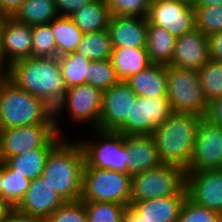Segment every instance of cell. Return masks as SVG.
Returning a JSON list of instances; mask_svg holds the SVG:
<instances>
[{
	"mask_svg": "<svg viewBox=\"0 0 222 222\" xmlns=\"http://www.w3.org/2000/svg\"><path fill=\"white\" fill-rule=\"evenodd\" d=\"M203 117L173 112L151 136L163 164L187 169L193 156L197 129Z\"/></svg>",
	"mask_w": 222,
	"mask_h": 222,
	"instance_id": "obj_1",
	"label": "cell"
},
{
	"mask_svg": "<svg viewBox=\"0 0 222 222\" xmlns=\"http://www.w3.org/2000/svg\"><path fill=\"white\" fill-rule=\"evenodd\" d=\"M84 165L80 144L63 139L50 152L41 177L64 201H78L81 198Z\"/></svg>",
	"mask_w": 222,
	"mask_h": 222,
	"instance_id": "obj_2",
	"label": "cell"
},
{
	"mask_svg": "<svg viewBox=\"0 0 222 222\" xmlns=\"http://www.w3.org/2000/svg\"><path fill=\"white\" fill-rule=\"evenodd\" d=\"M7 78L37 97L69 90L61 75L58 57H29L16 61L10 65Z\"/></svg>",
	"mask_w": 222,
	"mask_h": 222,
	"instance_id": "obj_3",
	"label": "cell"
},
{
	"mask_svg": "<svg viewBox=\"0 0 222 222\" xmlns=\"http://www.w3.org/2000/svg\"><path fill=\"white\" fill-rule=\"evenodd\" d=\"M48 124L41 115L39 97L16 86L7 77L0 78V128Z\"/></svg>",
	"mask_w": 222,
	"mask_h": 222,
	"instance_id": "obj_4",
	"label": "cell"
},
{
	"mask_svg": "<svg viewBox=\"0 0 222 222\" xmlns=\"http://www.w3.org/2000/svg\"><path fill=\"white\" fill-rule=\"evenodd\" d=\"M91 131H94L93 139L96 140L91 138L77 141L83 150L84 168L107 169L128 174L129 151L125 146L124 134L99 129Z\"/></svg>",
	"mask_w": 222,
	"mask_h": 222,
	"instance_id": "obj_5",
	"label": "cell"
},
{
	"mask_svg": "<svg viewBox=\"0 0 222 222\" xmlns=\"http://www.w3.org/2000/svg\"><path fill=\"white\" fill-rule=\"evenodd\" d=\"M167 98L176 113H190L205 117L208 101L204 97L196 70L166 66Z\"/></svg>",
	"mask_w": 222,
	"mask_h": 222,
	"instance_id": "obj_6",
	"label": "cell"
},
{
	"mask_svg": "<svg viewBox=\"0 0 222 222\" xmlns=\"http://www.w3.org/2000/svg\"><path fill=\"white\" fill-rule=\"evenodd\" d=\"M131 176L99 168H83L82 201L113 202L128 207L131 203Z\"/></svg>",
	"mask_w": 222,
	"mask_h": 222,
	"instance_id": "obj_7",
	"label": "cell"
},
{
	"mask_svg": "<svg viewBox=\"0 0 222 222\" xmlns=\"http://www.w3.org/2000/svg\"><path fill=\"white\" fill-rule=\"evenodd\" d=\"M186 189V170L162 164L131 178L130 201H142L179 195Z\"/></svg>",
	"mask_w": 222,
	"mask_h": 222,
	"instance_id": "obj_8",
	"label": "cell"
},
{
	"mask_svg": "<svg viewBox=\"0 0 222 222\" xmlns=\"http://www.w3.org/2000/svg\"><path fill=\"white\" fill-rule=\"evenodd\" d=\"M63 137V138H62ZM50 124L27 125L0 132V161L37 148H55L63 139Z\"/></svg>",
	"mask_w": 222,
	"mask_h": 222,
	"instance_id": "obj_9",
	"label": "cell"
},
{
	"mask_svg": "<svg viewBox=\"0 0 222 222\" xmlns=\"http://www.w3.org/2000/svg\"><path fill=\"white\" fill-rule=\"evenodd\" d=\"M172 113L167 97L137 96L130 109V118H126L116 132L124 135L151 134Z\"/></svg>",
	"mask_w": 222,
	"mask_h": 222,
	"instance_id": "obj_10",
	"label": "cell"
},
{
	"mask_svg": "<svg viewBox=\"0 0 222 222\" xmlns=\"http://www.w3.org/2000/svg\"><path fill=\"white\" fill-rule=\"evenodd\" d=\"M147 19L176 38L195 28L193 4L183 0H153Z\"/></svg>",
	"mask_w": 222,
	"mask_h": 222,
	"instance_id": "obj_11",
	"label": "cell"
},
{
	"mask_svg": "<svg viewBox=\"0 0 222 222\" xmlns=\"http://www.w3.org/2000/svg\"><path fill=\"white\" fill-rule=\"evenodd\" d=\"M222 169V127L202 118L186 172Z\"/></svg>",
	"mask_w": 222,
	"mask_h": 222,
	"instance_id": "obj_12",
	"label": "cell"
},
{
	"mask_svg": "<svg viewBox=\"0 0 222 222\" xmlns=\"http://www.w3.org/2000/svg\"><path fill=\"white\" fill-rule=\"evenodd\" d=\"M137 95L125 81L103 91L99 130L116 131L130 118V109Z\"/></svg>",
	"mask_w": 222,
	"mask_h": 222,
	"instance_id": "obj_13",
	"label": "cell"
},
{
	"mask_svg": "<svg viewBox=\"0 0 222 222\" xmlns=\"http://www.w3.org/2000/svg\"><path fill=\"white\" fill-rule=\"evenodd\" d=\"M103 92L91 84L69 88L66 111L72 123H87L92 130L98 129Z\"/></svg>",
	"mask_w": 222,
	"mask_h": 222,
	"instance_id": "obj_14",
	"label": "cell"
},
{
	"mask_svg": "<svg viewBox=\"0 0 222 222\" xmlns=\"http://www.w3.org/2000/svg\"><path fill=\"white\" fill-rule=\"evenodd\" d=\"M188 197L222 215V169L186 172Z\"/></svg>",
	"mask_w": 222,
	"mask_h": 222,
	"instance_id": "obj_15",
	"label": "cell"
},
{
	"mask_svg": "<svg viewBox=\"0 0 222 222\" xmlns=\"http://www.w3.org/2000/svg\"><path fill=\"white\" fill-rule=\"evenodd\" d=\"M210 59L209 36L194 28L176 38L169 66L198 71Z\"/></svg>",
	"mask_w": 222,
	"mask_h": 222,
	"instance_id": "obj_16",
	"label": "cell"
},
{
	"mask_svg": "<svg viewBox=\"0 0 222 222\" xmlns=\"http://www.w3.org/2000/svg\"><path fill=\"white\" fill-rule=\"evenodd\" d=\"M2 52L9 63L32 57L31 26L13 17L0 18Z\"/></svg>",
	"mask_w": 222,
	"mask_h": 222,
	"instance_id": "obj_17",
	"label": "cell"
},
{
	"mask_svg": "<svg viewBox=\"0 0 222 222\" xmlns=\"http://www.w3.org/2000/svg\"><path fill=\"white\" fill-rule=\"evenodd\" d=\"M65 201L42 177L31 180L29 188L15 209L23 214L47 219Z\"/></svg>",
	"mask_w": 222,
	"mask_h": 222,
	"instance_id": "obj_18",
	"label": "cell"
},
{
	"mask_svg": "<svg viewBox=\"0 0 222 222\" xmlns=\"http://www.w3.org/2000/svg\"><path fill=\"white\" fill-rule=\"evenodd\" d=\"M107 31L113 47H146L148 19L135 16H111Z\"/></svg>",
	"mask_w": 222,
	"mask_h": 222,
	"instance_id": "obj_19",
	"label": "cell"
},
{
	"mask_svg": "<svg viewBox=\"0 0 222 222\" xmlns=\"http://www.w3.org/2000/svg\"><path fill=\"white\" fill-rule=\"evenodd\" d=\"M124 142L129 151L127 168L131 177L163 164L151 134L124 135Z\"/></svg>",
	"mask_w": 222,
	"mask_h": 222,
	"instance_id": "obj_20",
	"label": "cell"
},
{
	"mask_svg": "<svg viewBox=\"0 0 222 222\" xmlns=\"http://www.w3.org/2000/svg\"><path fill=\"white\" fill-rule=\"evenodd\" d=\"M187 196L185 189L179 195L132 201L130 206L146 222H178L181 207Z\"/></svg>",
	"mask_w": 222,
	"mask_h": 222,
	"instance_id": "obj_21",
	"label": "cell"
},
{
	"mask_svg": "<svg viewBox=\"0 0 222 222\" xmlns=\"http://www.w3.org/2000/svg\"><path fill=\"white\" fill-rule=\"evenodd\" d=\"M141 97H167L166 66L151 64L125 81Z\"/></svg>",
	"mask_w": 222,
	"mask_h": 222,
	"instance_id": "obj_22",
	"label": "cell"
},
{
	"mask_svg": "<svg viewBox=\"0 0 222 222\" xmlns=\"http://www.w3.org/2000/svg\"><path fill=\"white\" fill-rule=\"evenodd\" d=\"M110 61L120 81H126L151 65L146 47H113Z\"/></svg>",
	"mask_w": 222,
	"mask_h": 222,
	"instance_id": "obj_23",
	"label": "cell"
},
{
	"mask_svg": "<svg viewBox=\"0 0 222 222\" xmlns=\"http://www.w3.org/2000/svg\"><path fill=\"white\" fill-rule=\"evenodd\" d=\"M69 17L85 34L107 29L111 14L106 0H92Z\"/></svg>",
	"mask_w": 222,
	"mask_h": 222,
	"instance_id": "obj_24",
	"label": "cell"
},
{
	"mask_svg": "<svg viewBox=\"0 0 222 222\" xmlns=\"http://www.w3.org/2000/svg\"><path fill=\"white\" fill-rule=\"evenodd\" d=\"M176 37L162 27L148 22L146 49L151 64L169 66L174 54Z\"/></svg>",
	"mask_w": 222,
	"mask_h": 222,
	"instance_id": "obj_25",
	"label": "cell"
},
{
	"mask_svg": "<svg viewBox=\"0 0 222 222\" xmlns=\"http://www.w3.org/2000/svg\"><path fill=\"white\" fill-rule=\"evenodd\" d=\"M54 148H37L23 152L21 155L9 157L5 163L16 173L29 180L41 177L45 163Z\"/></svg>",
	"mask_w": 222,
	"mask_h": 222,
	"instance_id": "obj_26",
	"label": "cell"
},
{
	"mask_svg": "<svg viewBox=\"0 0 222 222\" xmlns=\"http://www.w3.org/2000/svg\"><path fill=\"white\" fill-rule=\"evenodd\" d=\"M51 29L57 45V57L73 53L84 35L69 16L54 18Z\"/></svg>",
	"mask_w": 222,
	"mask_h": 222,
	"instance_id": "obj_27",
	"label": "cell"
},
{
	"mask_svg": "<svg viewBox=\"0 0 222 222\" xmlns=\"http://www.w3.org/2000/svg\"><path fill=\"white\" fill-rule=\"evenodd\" d=\"M29 26L50 23L58 17L54 0H24L12 16Z\"/></svg>",
	"mask_w": 222,
	"mask_h": 222,
	"instance_id": "obj_28",
	"label": "cell"
},
{
	"mask_svg": "<svg viewBox=\"0 0 222 222\" xmlns=\"http://www.w3.org/2000/svg\"><path fill=\"white\" fill-rule=\"evenodd\" d=\"M112 41L107 29L85 33L75 52L91 61L110 59Z\"/></svg>",
	"mask_w": 222,
	"mask_h": 222,
	"instance_id": "obj_29",
	"label": "cell"
},
{
	"mask_svg": "<svg viewBox=\"0 0 222 222\" xmlns=\"http://www.w3.org/2000/svg\"><path fill=\"white\" fill-rule=\"evenodd\" d=\"M60 72L69 88L86 84L89 80V64L91 60L77 52L58 57Z\"/></svg>",
	"mask_w": 222,
	"mask_h": 222,
	"instance_id": "obj_30",
	"label": "cell"
},
{
	"mask_svg": "<svg viewBox=\"0 0 222 222\" xmlns=\"http://www.w3.org/2000/svg\"><path fill=\"white\" fill-rule=\"evenodd\" d=\"M67 97L68 90H62L56 94H47L39 97L43 120L50 124L60 136H62V128L59 123L63 121L59 120V118L61 119L64 117L63 114L64 111H66Z\"/></svg>",
	"mask_w": 222,
	"mask_h": 222,
	"instance_id": "obj_31",
	"label": "cell"
},
{
	"mask_svg": "<svg viewBox=\"0 0 222 222\" xmlns=\"http://www.w3.org/2000/svg\"><path fill=\"white\" fill-rule=\"evenodd\" d=\"M31 180L16 173L3 162L2 198L16 207L23 199Z\"/></svg>",
	"mask_w": 222,
	"mask_h": 222,
	"instance_id": "obj_32",
	"label": "cell"
},
{
	"mask_svg": "<svg viewBox=\"0 0 222 222\" xmlns=\"http://www.w3.org/2000/svg\"><path fill=\"white\" fill-rule=\"evenodd\" d=\"M197 72L204 97L208 103L222 96V62L210 58Z\"/></svg>",
	"mask_w": 222,
	"mask_h": 222,
	"instance_id": "obj_33",
	"label": "cell"
},
{
	"mask_svg": "<svg viewBox=\"0 0 222 222\" xmlns=\"http://www.w3.org/2000/svg\"><path fill=\"white\" fill-rule=\"evenodd\" d=\"M32 57H57V45L51 22L31 26Z\"/></svg>",
	"mask_w": 222,
	"mask_h": 222,
	"instance_id": "obj_34",
	"label": "cell"
},
{
	"mask_svg": "<svg viewBox=\"0 0 222 222\" xmlns=\"http://www.w3.org/2000/svg\"><path fill=\"white\" fill-rule=\"evenodd\" d=\"M195 28L207 36L222 31V4L193 6Z\"/></svg>",
	"mask_w": 222,
	"mask_h": 222,
	"instance_id": "obj_35",
	"label": "cell"
},
{
	"mask_svg": "<svg viewBox=\"0 0 222 222\" xmlns=\"http://www.w3.org/2000/svg\"><path fill=\"white\" fill-rule=\"evenodd\" d=\"M88 222H122L126 206L113 202L84 201Z\"/></svg>",
	"mask_w": 222,
	"mask_h": 222,
	"instance_id": "obj_36",
	"label": "cell"
},
{
	"mask_svg": "<svg viewBox=\"0 0 222 222\" xmlns=\"http://www.w3.org/2000/svg\"><path fill=\"white\" fill-rule=\"evenodd\" d=\"M119 82L120 79L110 59L90 62L88 84H91L103 92Z\"/></svg>",
	"mask_w": 222,
	"mask_h": 222,
	"instance_id": "obj_37",
	"label": "cell"
},
{
	"mask_svg": "<svg viewBox=\"0 0 222 222\" xmlns=\"http://www.w3.org/2000/svg\"><path fill=\"white\" fill-rule=\"evenodd\" d=\"M178 222H222V215L196 204L187 196L181 207Z\"/></svg>",
	"mask_w": 222,
	"mask_h": 222,
	"instance_id": "obj_38",
	"label": "cell"
},
{
	"mask_svg": "<svg viewBox=\"0 0 222 222\" xmlns=\"http://www.w3.org/2000/svg\"><path fill=\"white\" fill-rule=\"evenodd\" d=\"M111 16L147 17L153 0H106Z\"/></svg>",
	"mask_w": 222,
	"mask_h": 222,
	"instance_id": "obj_39",
	"label": "cell"
},
{
	"mask_svg": "<svg viewBox=\"0 0 222 222\" xmlns=\"http://www.w3.org/2000/svg\"><path fill=\"white\" fill-rule=\"evenodd\" d=\"M46 222H88L84 201H65Z\"/></svg>",
	"mask_w": 222,
	"mask_h": 222,
	"instance_id": "obj_40",
	"label": "cell"
},
{
	"mask_svg": "<svg viewBox=\"0 0 222 222\" xmlns=\"http://www.w3.org/2000/svg\"><path fill=\"white\" fill-rule=\"evenodd\" d=\"M92 0H54L58 16H70Z\"/></svg>",
	"mask_w": 222,
	"mask_h": 222,
	"instance_id": "obj_41",
	"label": "cell"
},
{
	"mask_svg": "<svg viewBox=\"0 0 222 222\" xmlns=\"http://www.w3.org/2000/svg\"><path fill=\"white\" fill-rule=\"evenodd\" d=\"M205 118L211 123L222 127V96L208 103V111Z\"/></svg>",
	"mask_w": 222,
	"mask_h": 222,
	"instance_id": "obj_42",
	"label": "cell"
},
{
	"mask_svg": "<svg viewBox=\"0 0 222 222\" xmlns=\"http://www.w3.org/2000/svg\"><path fill=\"white\" fill-rule=\"evenodd\" d=\"M210 58L222 62V31L209 36Z\"/></svg>",
	"mask_w": 222,
	"mask_h": 222,
	"instance_id": "obj_43",
	"label": "cell"
},
{
	"mask_svg": "<svg viewBox=\"0 0 222 222\" xmlns=\"http://www.w3.org/2000/svg\"><path fill=\"white\" fill-rule=\"evenodd\" d=\"M24 0H0V18L12 17Z\"/></svg>",
	"mask_w": 222,
	"mask_h": 222,
	"instance_id": "obj_44",
	"label": "cell"
},
{
	"mask_svg": "<svg viewBox=\"0 0 222 222\" xmlns=\"http://www.w3.org/2000/svg\"><path fill=\"white\" fill-rule=\"evenodd\" d=\"M5 222H46V220L23 214L15 209Z\"/></svg>",
	"mask_w": 222,
	"mask_h": 222,
	"instance_id": "obj_45",
	"label": "cell"
},
{
	"mask_svg": "<svg viewBox=\"0 0 222 222\" xmlns=\"http://www.w3.org/2000/svg\"><path fill=\"white\" fill-rule=\"evenodd\" d=\"M15 207L9 202L0 197V222H5Z\"/></svg>",
	"mask_w": 222,
	"mask_h": 222,
	"instance_id": "obj_46",
	"label": "cell"
},
{
	"mask_svg": "<svg viewBox=\"0 0 222 222\" xmlns=\"http://www.w3.org/2000/svg\"><path fill=\"white\" fill-rule=\"evenodd\" d=\"M122 222H146L130 205L125 208Z\"/></svg>",
	"mask_w": 222,
	"mask_h": 222,
	"instance_id": "obj_47",
	"label": "cell"
},
{
	"mask_svg": "<svg viewBox=\"0 0 222 222\" xmlns=\"http://www.w3.org/2000/svg\"><path fill=\"white\" fill-rule=\"evenodd\" d=\"M10 65L5 59L2 52L1 35H0V78L8 77Z\"/></svg>",
	"mask_w": 222,
	"mask_h": 222,
	"instance_id": "obj_48",
	"label": "cell"
},
{
	"mask_svg": "<svg viewBox=\"0 0 222 222\" xmlns=\"http://www.w3.org/2000/svg\"><path fill=\"white\" fill-rule=\"evenodd\" d=\"M222 4V0H196L193 6H213Z\"/></svg>",
	"mask_w": 222,
	"mask_h": 222,
	"instance_id": "obj_49",
	"label": "cell"
},
{
	"mask_svg": "<svg viewBox=\"0 0 222 222\" xmlns=\"http://www.w3.org/2000/svg\"><path fill=\"white\" fill-rule=\"evenodd\" d=\"M3 161H0V197H2Z\"/></svg>",
	"mask_w": 222,
	"mask_h": 222,
	"instance_id": "obj_50",
	"label": "cell"
},
{
	"mask_svg": "<svg viewBox=\"0 0 222 222\" xmlns=\"http://www.w3.org/2000/svg\"><path fill=\"white\" fill-rule=\"evenodd\" d=\"M183 1H187V2H189V3L194 4L196 0H183Z\"/></svg>",
	"mask_w": 222,
	"mask_h": 222,
	"instance_id": "obj_51",
	"label": "cell"
}]
</instances>
